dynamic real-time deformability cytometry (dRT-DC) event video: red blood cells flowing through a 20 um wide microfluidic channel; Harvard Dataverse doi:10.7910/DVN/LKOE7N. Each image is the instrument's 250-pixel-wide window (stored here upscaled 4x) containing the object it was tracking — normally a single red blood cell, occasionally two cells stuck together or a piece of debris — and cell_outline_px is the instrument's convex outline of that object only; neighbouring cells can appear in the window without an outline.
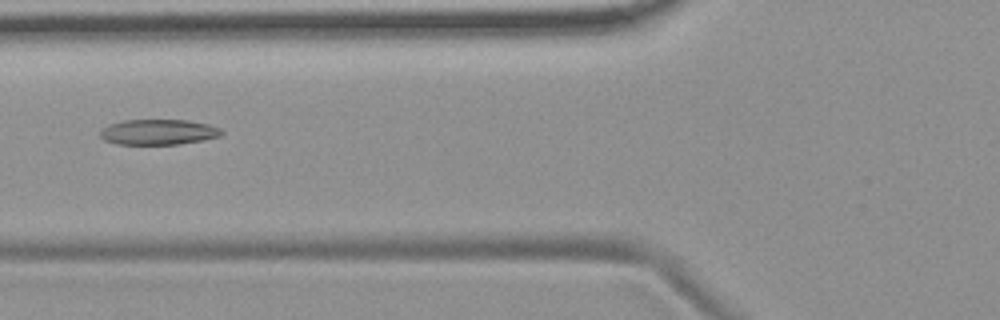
{"species": "common noctule bat (a hibernating species)", "species_latin": "Nyctalus noctula", "temperature_condition": "room temperature", "stored_images_in_passage": 7, "camera_frame_rate_fps": 3000, "um_per_image_px": 0.085, "animal": {"sex": "female", "body_mass_g": 19.9}, "frame": {"image": 1, "passage_image": 7, "time_ms": 7.0, "image_size_px": [1000, 320], "cell_outline_px": [[224, 132], [220, 136], [180, 144], [116, 144], [104, 140], [100, 136], [100, 132], [108, 124], [124, 120], [188, 120], [208, 124], [220, 128]], "centroid_in_image_um": [13.45, 11.22], "position_along_channel_um": 112.3, "area_um2": 17.92}}